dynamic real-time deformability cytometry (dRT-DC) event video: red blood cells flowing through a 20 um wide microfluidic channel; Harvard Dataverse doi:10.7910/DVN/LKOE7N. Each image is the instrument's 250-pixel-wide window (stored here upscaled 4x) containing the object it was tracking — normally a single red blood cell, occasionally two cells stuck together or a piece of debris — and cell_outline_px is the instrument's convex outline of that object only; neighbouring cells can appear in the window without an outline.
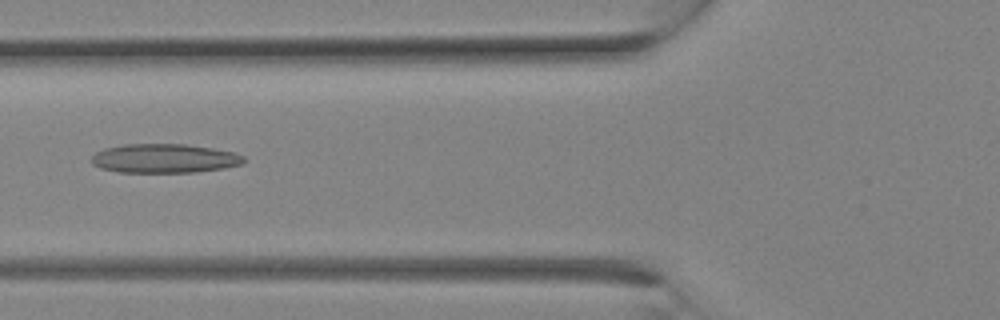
{"species": "Egyptian fruit bat (a non-hibernating species)", "species_latin": "Rousettus aegyptiacus", "temperature_condition": "room temperature", "stored_images_in_passage": 19, "camera_frame_rate_fps": 3000, "um_per_image_px": 0.085, "animal": {"sex": "female"}, "frame": {"image": 1, "passage_image": 11, "time_ms": 3.333, "image_size_px": [1000, 320], "cell_outline_px": [[248, 160], [244, 164], [224, 168], [196, 172], [120, 172], [100, 168], [92, 164], [92, 156], [96, 152], [104, 148], [124, 144], [188, 144], [236, 152], [244, 156]], "centroid_in_image_um": [14.03, 13.46], "position_along_channel_um": 111.8, "area_um2": 26.07}}
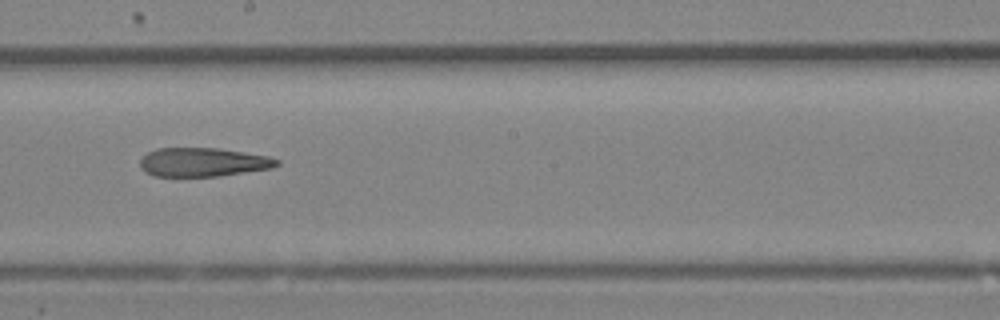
{"frame": {"image": 2, "passage_image": 16, "time_ms": 5.0, "image_size_px": [1000, 320], "cell_outline_px": [[280, 164], [272, 168], [220, 176], [152, 176], [144, 172], [140, 168], [140, 156], [156, 148], [220, 148], [268, 156], [280, 160]], "centroid_in_image_um": [17.23, 13.78], "position_along_channel_um": 231.0, "area_um2": 23.24}}
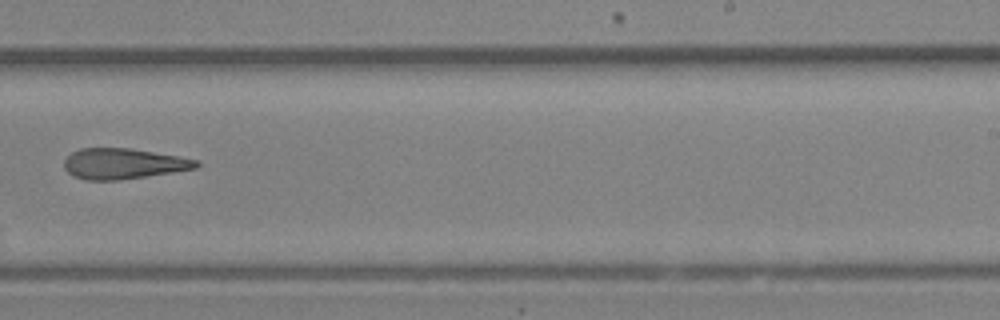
{"frame": {"image": 3, "passage_image": 18, "time_ms": 5.667, "image_size_px": [1000, 320], "cell_outline_px": [[200, 164], [196, 168], [172, 172], [120, 180], [84, 180], [72, 176], [64, 168], [64, 160], [72, 152], [80, 148], [128, 148], [180, 156], [200, 160]], "centroid_in_image_um": [10.48, 13.91], "position_along_channel_um": 278.5, "area_um2": 23.64}}